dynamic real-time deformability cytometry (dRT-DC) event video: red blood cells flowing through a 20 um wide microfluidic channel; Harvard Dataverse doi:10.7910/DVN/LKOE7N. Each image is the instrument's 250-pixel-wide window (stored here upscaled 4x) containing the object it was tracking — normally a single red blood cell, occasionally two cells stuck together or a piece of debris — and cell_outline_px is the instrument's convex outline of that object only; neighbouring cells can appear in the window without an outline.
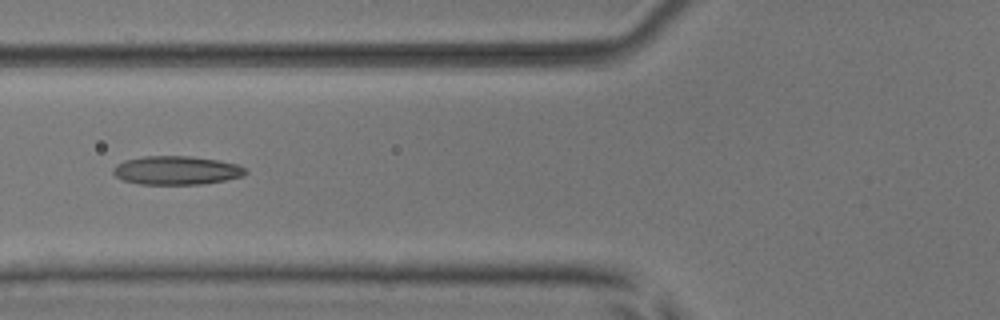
{"species": "common noctule bat (a hibernating species)", "species_latin": "Nyctalus noctula", "temperature_condition": "room temperature", "stored_images_in_passage": 5, "camera_frame_rate_fps": 3000, "um_per_image_px": 0.085, "animal": {"sex": "male", "body_mass_g": 17.9, "forearm_length_mm": 54.2}, "frame": {"image": 1, "passage_image": 5, "time_ms": 4.667, "image_size_px": [1000, 320], "cell_outline_px": [[248, 172], [244, 176], [224, 180], [200, 184], [140, 184], [124, 180], [116, 176], [112, 172], [112, 168], [116, 164], [124, 160], [144, 156], [192, 156], [220, 160], [240, 164], [248, 168]], "centroid_in_image_um": [15.04, 14.47], "position_along_channel_um": 110.8, "area_um2": 22.37}}